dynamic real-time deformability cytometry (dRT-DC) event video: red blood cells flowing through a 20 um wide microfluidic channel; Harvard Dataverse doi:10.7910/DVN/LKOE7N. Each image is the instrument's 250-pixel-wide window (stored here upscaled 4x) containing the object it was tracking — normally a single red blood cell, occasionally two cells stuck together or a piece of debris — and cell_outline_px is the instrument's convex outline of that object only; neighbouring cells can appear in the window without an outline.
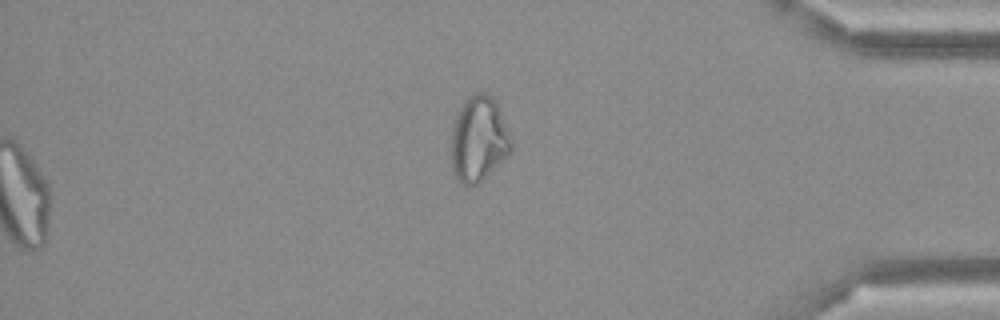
{"species": "Egyptian fruit bat (a non-hibernating species)", "species_latin": "Rousettus aegyptiacus", "temperature_condition": "cold", "stored_images_in_passage": 51, "segment_of_instrument_passage": [2, 2], "camera_frame_rate_fps": 3000, "um_per_image_px": 0.085, "frame": {"image": 1, "passage_image": 51, "time_ms": 16.667, "image_size_px": [1000, 320], "cell_outline_px": [[512, 152], [508, 156], [476, 184], [464, 184], [452, 172], [452, 128], [456, 112], [464, 100], [476, 92], [484, 92], [492, 96], [500, 112], [508, 132], [512, 144]], "centroid_in_image_um": [40.68, 11.79], "position_along_channel_um": 394.5, "area_um2": 29.42}}